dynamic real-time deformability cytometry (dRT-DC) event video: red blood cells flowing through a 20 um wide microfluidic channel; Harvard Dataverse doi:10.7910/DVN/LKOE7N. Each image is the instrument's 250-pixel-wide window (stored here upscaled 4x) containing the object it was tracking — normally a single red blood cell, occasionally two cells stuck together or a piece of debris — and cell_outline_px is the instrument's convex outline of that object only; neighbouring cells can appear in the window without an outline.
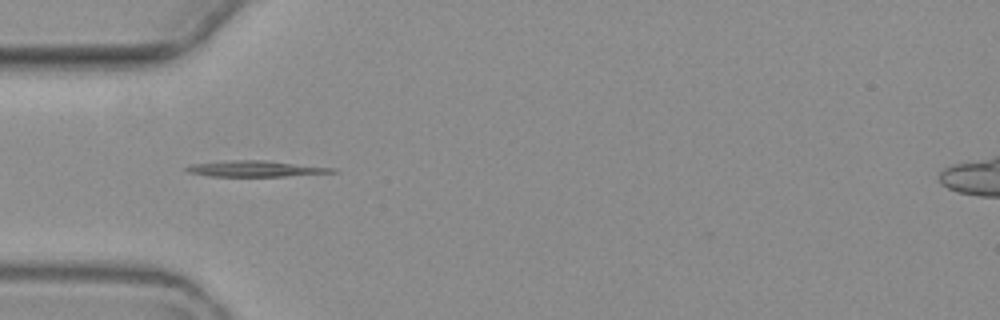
{"species": "common noctule bat (a hibernating species)", "species_latin": "Nyctalus noctula", "temperature_condition": "warm", "stored_images_in_passage": 4, "camera_frame_rate_fps": 3000, "um_per_image_px": 0.085, "animal": {"sex": "female", "body_mass_g": 19.3, "forearm_length_mm": 54.1}, "frame": {"image": 1, "passage_image": 3, "time_ms": 2.333, "image_size_px": [1000, 320], "cell_outline_px": [[336, 172], [284, 176], [208, 176], [188, 172], [184, 168], [192, 164], [228, 160], [264, 160], [336, 168]], "centroid_in_image_um": [21.68, 14.33], "position_along_channel_um": 63.3, "area_um2": 13.41}}
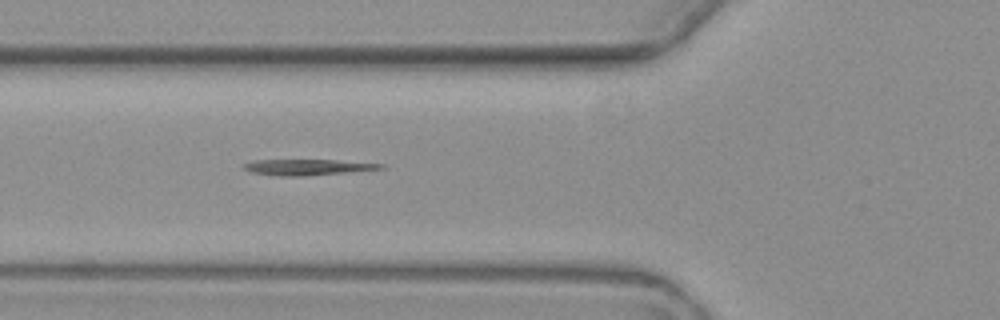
{"frame": {"image": 2, "passage_image": 4, "time_ms": 3.333, "image_size_px": [1000, 320], "cell_outline_px": [[384, 168], [344, 172], [296, 176], [284, 176], [252, 172], [244, 168], [244, 164], [252, 160], [336, 160], [384, 164]], "centroid_in_image_um": [26.11, 14.19], "position_along_channel_um": 99.7, "area_um2": 12.14}}